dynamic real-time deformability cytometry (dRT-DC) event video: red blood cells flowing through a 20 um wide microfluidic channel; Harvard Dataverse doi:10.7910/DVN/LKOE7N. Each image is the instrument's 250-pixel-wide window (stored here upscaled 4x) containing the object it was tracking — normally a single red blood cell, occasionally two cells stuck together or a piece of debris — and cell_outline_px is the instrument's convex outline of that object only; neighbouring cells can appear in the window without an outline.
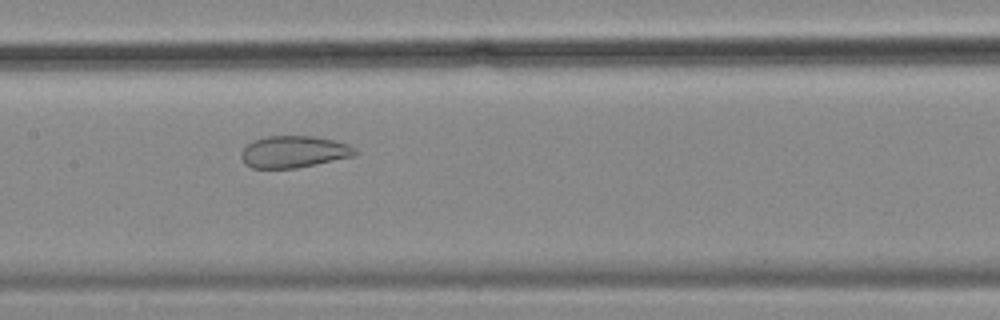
{"species": "common noctule bat (a hibernating species)", "species_latin": "Nyctalus noctula", "temperature_condition": "cold", "stored_images_in_passage": 47, "camera_frame_rate_fps": 3000, "um_per_image_px": 0.085, "animal": {"sex": "female", "body_mass_g": 18.4}, "frame": {"image": 1, "passage_image": 18, "time_ms": 5.667, "image_size_px": [1000, 320], "cell_outline_px": [[360, 152], [356, 156], [296, 168], [252, 168], [244, 164], [240, 156], [240, 152], [252, 140], [268, 136], [312, 136], [332, 140], [348, 144], [356, 148]], "centroid_in_image_um": [24.99, 12.91], "position_along_channel_um": 182.4, "area_um2": 21.33}}
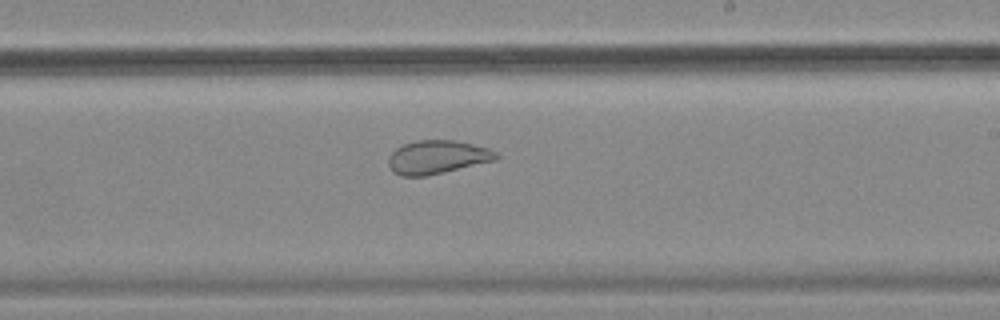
{"frame": {"image": 2, "passage_image": 24, "time_ms": 7.667, "image_size_px": [1000, 320], "cell_outline_px": [[500, 156], [496, 160], [424, 176], [400, 176], [392, 172], [388, 164], [388, 156], [396, 148], [404, 144], [416, 140], [456, 140], [488, 148], [496, 152]], "centroid_in_image_um": [37.14, 13.35], "position_along_channel_um": 251.9, "area_um2": 20.98}}
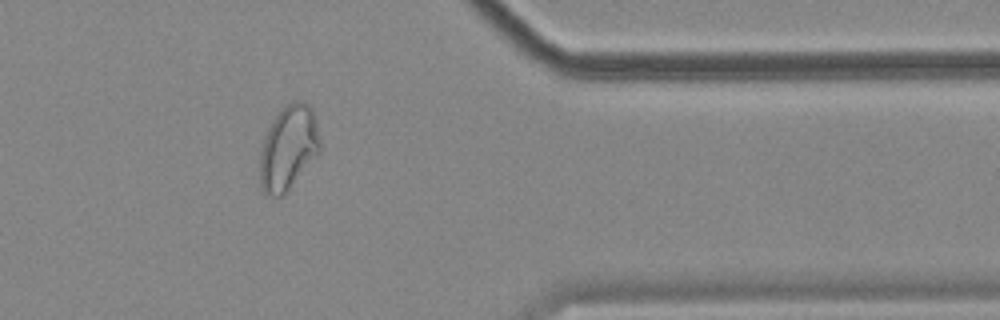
{"frame": {"image": 3, "passage_image": 37, "time_ms": 12.0, "image_size_px": [1000, 320], "cell_outline_px": [[320, 152], [284, 196], [272, 196], [264, 192], [260, 188], [260, 148], [264, 136], [272, 120], [292, 100], [304, 100], [312, 108], [316, 120], [320, 140]], "centroid_in_image_um": [24.51, 12.57], "position_along_channel_um": 386.9, "area_um2": 29.82}, "authors_computed_cell_mechanics": {"area_um2": 27.5706, "velocity_mm_per_s": 3.483, "shape_relaxation_time_tau1_ms": null, "shape_relaxation_time_tau2_ms": 1.2908, "deformation_change_tau1": null, "deformation_change_tau2": 0.0773}}